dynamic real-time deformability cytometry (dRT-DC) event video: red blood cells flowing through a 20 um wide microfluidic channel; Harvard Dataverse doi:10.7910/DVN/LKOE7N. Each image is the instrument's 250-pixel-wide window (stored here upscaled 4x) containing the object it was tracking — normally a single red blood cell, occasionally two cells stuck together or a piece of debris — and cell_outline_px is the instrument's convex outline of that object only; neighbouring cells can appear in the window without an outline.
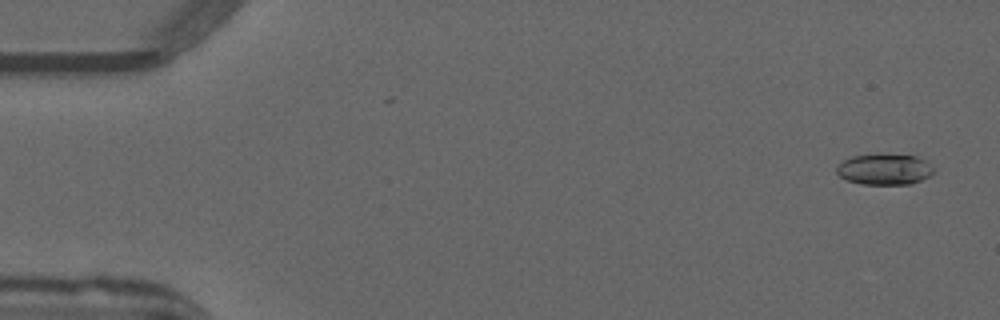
{"species": "common noctule bat (a hibernating species)", "species_latin": "Nyctalus noctula", "temperature_condition": "warm", "stored_images_in_passage": 50, "camera_frame_rate_fps": 3000, "um_per_image_px": 0.085, "animal": {"sex": "male", "forearm_length_mm": 52.5}, "frame": {"image": 1, "passage_image": 1, "time_ms": 0.0, "image_size_px": [1000, 320], "cell_outline_px": [[932, 172], [928, 176], [920, 180], [908, 184], [860, 184], [848, 180], [840, 176], [836, 172], [836, 168], [844, 160], [852, 156], [916, 156], [924, 160], [932, 168]], "centroid_in_image_um": [75.14, 14.42], "position_along_channel_um": 9.9, "area_um2": 16.65}}
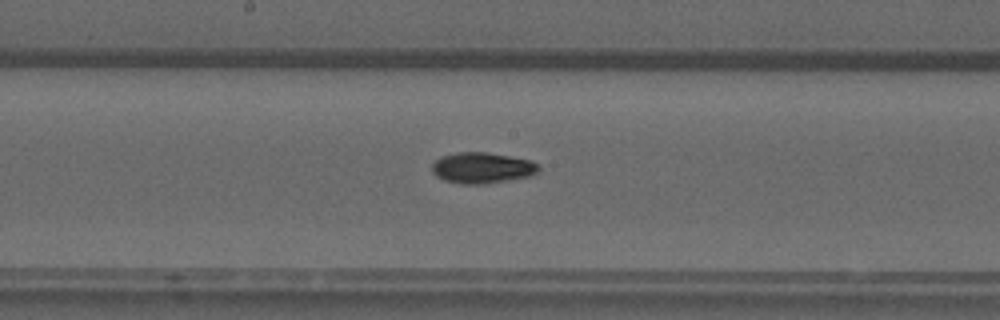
{"frame": {"image": 2, "passage_image": 26, "time_ms": 8.333, "image_size_px": [1000, 320], "cell_outline_px": [[540, 168], [532, 176], [508, 180], [480, 184], [460, 184], [444, 180], [436, 176], [432, 172], [432, 164], [440, 156], [456, 152], [488, 152], [532, 160], [540, 164]], "centroid_in_image_um": [40.99, 14.26], "position_along_channel_um": 207.2, "area_um2": 19.42}}
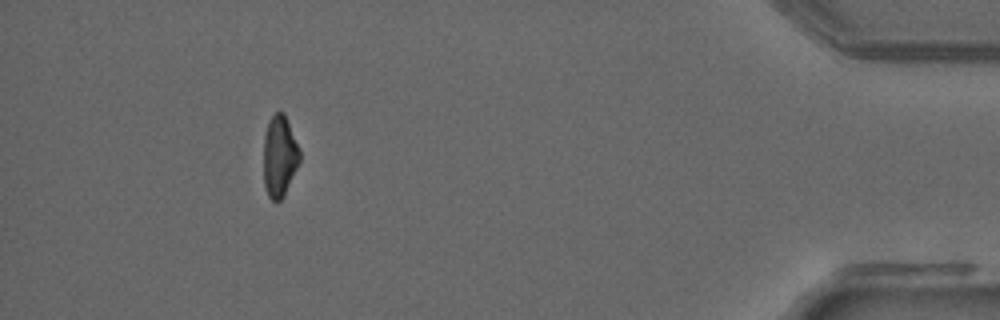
{"frame": {"image": 3, "passage_image": 46, "time_ms": 15.0, "image_size_px": [1000, 320], "cell_outline_px": [[300, 160], [284, 196], [280, 200], [272, 200], [268, 196], [264, 184], [264, 136], [268, 124], [272, 116], [276, 112], [284, 112], [300, 148]], "centroid_in_image_um": [23.77, 13.27], "position_along_channel_um": 411.4, "area_um2": 17.05}, "authors_computed_cell_mechanics": {"area_um2": 17.7157, "velocity_mm_per_s": 3.9923, "shape_relaxation_time_tau1_ms": 4.1661, "shape_relaxation_time_tau2_ms": 8.6602, "deformation_change_tau1": 0.1683, "deformation_change_tau2": 0.13}}